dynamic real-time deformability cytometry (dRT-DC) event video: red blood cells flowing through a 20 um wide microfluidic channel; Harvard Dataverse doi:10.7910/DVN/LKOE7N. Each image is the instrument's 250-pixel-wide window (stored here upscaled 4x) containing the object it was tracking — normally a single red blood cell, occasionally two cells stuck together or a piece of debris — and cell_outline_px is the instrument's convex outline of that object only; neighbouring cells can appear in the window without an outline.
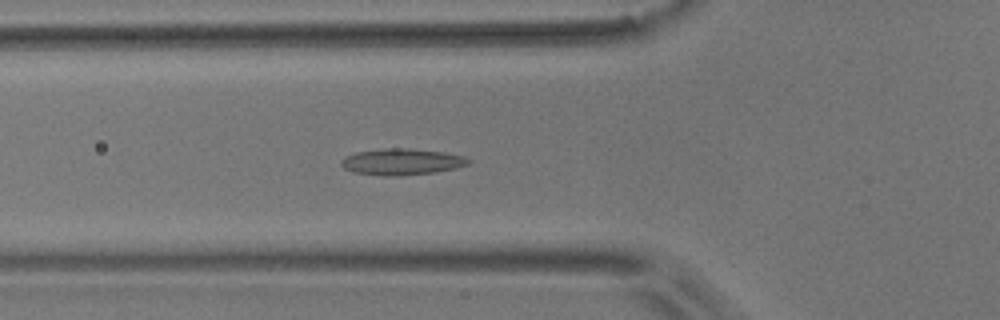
{"species": "common noctule bat (a hibernating species)", "species_latin": "Nyctalus noctula", "temperature_condition": "room temperature", "stored_images_in_passage": 41, "camera_frame_rate_fps": 3000, "um_per_image_px": 0.085, "animal": {"sex": "male", "body_mass_g": 17.9}, "frame": {"image": 1, "passage_image": 5, "time_ms": 1.333, "image_size_px": [1000, 320], "cell_outline_px": [[472, 160], [468, 164], [456, 168], [436, 172], [396, 176], [384, 176], [352, 172], [344, 168], [340, 164], [340, 160], [344, 156], [356, 152], [384, 148], [408, 148], [444, 152], [464, 156]], "centroid_in_image_um": [34.13, 13.75], "position_along_channel_um": 91.7, "area_um2": 19.71}}
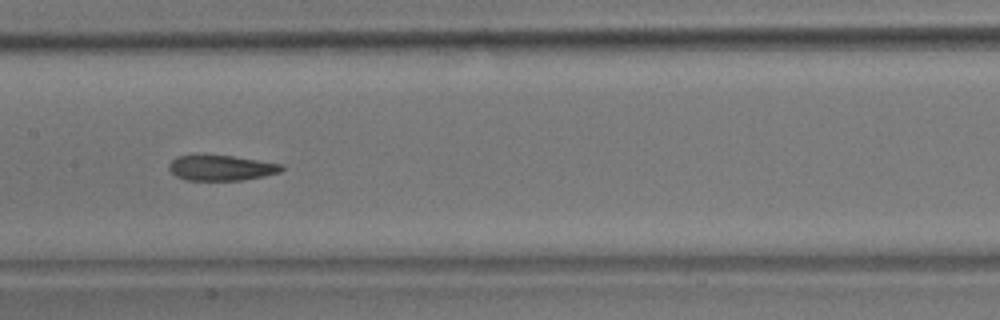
{"frame": {"image": 2, "passage_image": 13, "time_ms": 4.0, "image_size_px": [1000, 320], "cell_outline_px": [[284, 168], [280, 172], [264, 176], [244, 180], [188, 180], [176, 176], [168, 168], [168, 164], [176, 156], [232, 156], [284, 164]], "centroid_in_image_um": [18.83, 14.28], "position_along_channel_um": 188.6, "area_um2": 16.47}}
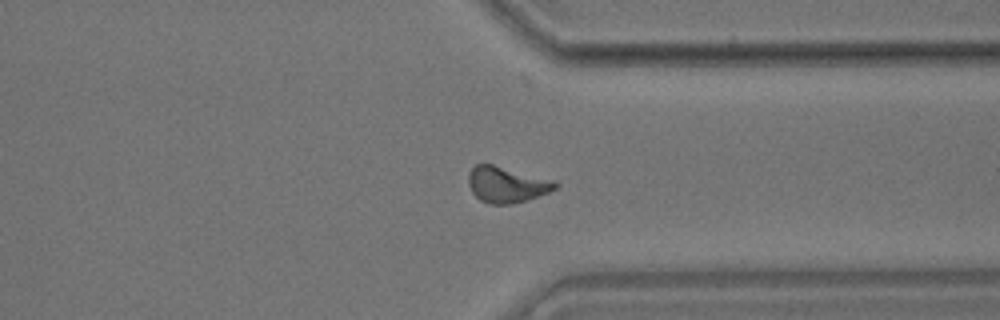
{"frame": {"image": 3, "passage_image": 28, "time_ms": 9.0, "image_size_px": [1000, 320], "cell_outline_px": [[560, 184], [556, 188], [548, 192], [512, 204], [492, 204], [480, 200], [472, 192], [468, 184], [468, 176], [472, 168], [476, 164], [492, 164], [556, 180]], "centroid_in_image_um": [43.07, 15.68], "position_along_channel_um": 368.3, "area_um2": 18.09}, "authors_computed_cell_mechanics": {"area_um2": 17.4556, "velocity_mm_per_s": 3.6196, "shape_relaxation_time_tau1_ms": null, "shape_relaxation_time_tau2_ms": 2.412, "deformation_change_tau1": null, "deformation_change_tau2": 0.0893}}